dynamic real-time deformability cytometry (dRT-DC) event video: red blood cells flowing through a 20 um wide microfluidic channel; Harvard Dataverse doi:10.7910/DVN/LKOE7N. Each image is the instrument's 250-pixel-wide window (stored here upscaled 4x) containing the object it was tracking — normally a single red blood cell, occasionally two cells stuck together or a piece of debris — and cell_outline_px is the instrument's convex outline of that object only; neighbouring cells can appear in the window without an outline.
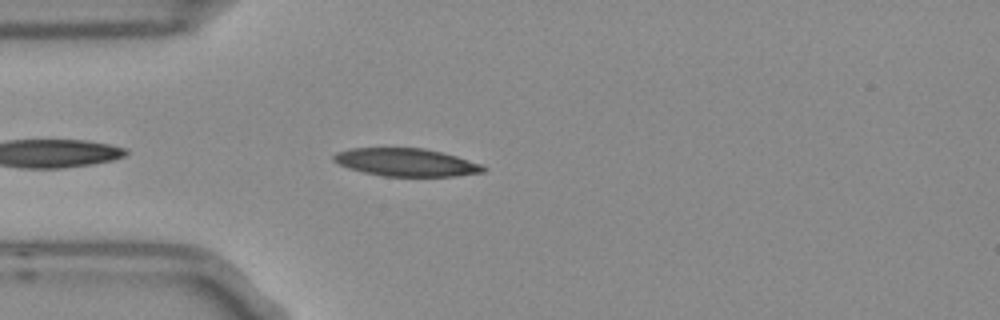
{"species": "Egyptian fruit bat (a non-hibernating species)", "species_latin": "Rousettus aegyptiacus", "temperature_condition": "room temperature", "stored_images_in_passage": 3, "camera_frame_rate_fps": 3000, "um_per_image_px": 0.085, "frame": {"image": 1, "passage_image": 3, "time_ms": 0.667, "image_size_px": [1000, 320], "cell_outline_px": [[488, 168], [484, 172], [456, 176], [384, 176], [364, 172], [348, 168], [332, 160], [332, 156], [336, 152], [352, 148], [424, 148], [456, 156], [480, 164]], "centroid_in_image_um": [34.51, 13.8], "position_along_channel_um": 50.5, "area_um2": 24.16}}